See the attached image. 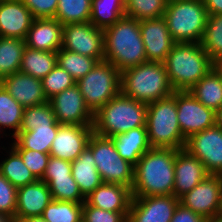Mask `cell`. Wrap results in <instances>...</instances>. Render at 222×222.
<instances>
[{
    "mask_svg": "<svg viewBox=\"0 0 222 222\" xmlns=\"http://www.w3.org/2000/svg\"><path fill=\"white\" fill-rule=\"evenodd\" d=\"M222 70V62L217 65Z\"/></svg>",
    "mask_w": 222,
    "mask_h": 222,
    "instance_id": "f5cc1de1",
    "label": "cell"
},
{
    "mask_svg": "<svg viewBox=\"0 0 222 222\" xmlns=\"http://www.w3.org/2000/svg\"><path fill=\"white\" fill-rule=\"evenodd\" d=\"M216 125L222 129V106L216 111Z\"/></svg>",
    "mask_w": 222,
    "mask_h": 222,
    "instance_id": "681fc988",
    "label": "cell"
},
{
    "mask_svg": "<svg viewBox=\"0 0 222 222\" xmlns=\"http://www.w3.org/2000/svg\"><path fill=\"white\" fill-rule=\"evenodd\" d=\"M71 162L50 156L48 165L42 178H68L72 177Z\"/></svg>",
    "mask_w": 222,
    "mask_h": 222,
    "instance_id": "f6af8a7d",
    "label": "cell"
},
{
    "mask_svg": "<svg viewBox=\"0 0 222 222\" xmlns=\"http://www.w3.org/2000/svg\"><path fill=\"white\" fill-rule=\"evenodd\" d=\"M103 32L104 60L120 72L148 62L137 19L124 16Z\"/></svg>",
    "mask_w": 222,
    "mask_h": 222,
    "instance_id": "7a4b0ae2",
    "label": "cell"
},
{
    "mask_svg": "<svg viewBox=\"0 0 222 222\" xmlns=\"http://www.w3.org/2000/svg\"><path fill=\"white\" fill-rule=\"evenodd\" d=\"M24 39L0 37V81L16 72H20Z\"/></svg>",
    "mask_w": 222,
    "mask_h": 222,
    "instance_id": "1f68e13d",
    "label": "cell"
},
{
    "mask_svg": "<svg viewBox=\"0 0 222 222\" xmlns=\"http://www.w3.org/2000/svg\"><path fill=\"white\" fill-rule=\"evenodd\" d=\"M61 48L103 61V29L90 22L63 25Z\"/></svg>",
    "mask_w": 222,
    "mask_h": 222,
    "instance_id": "8fae6325",
    "label": "cell"
},
{
    "mask_svg": "<svg viewBox=\"0 0 222 222\" xmlns=\"http://www.w3.org/2000/svg\"><path fill=\"white\" fill-rule=\"evenodd\" d=\"M179 203L174 195L132 197L127 222H170Z\"/></svg>",
    "mask_w": 222,
    "mask_h": 222,
    "instance_id": "9a60e30c",
    "label": "cell"
},
{
    "mask_svg": "<svg viewBox=\"0 0 222 222\" xmlns=\"http://www.w3.org/2000/svg\"><path fill=\"white\" fill-rule=\"evenodd\" d=\"M41 81L47 100L76 84L72 76L58 65H56Z\"/></svg>",
    "mask_w": 222,
    "mask_h": 222,
    "instance_id": "ab89813d",
    "label": "cell"
},
{
    "mask_svg": "<svg viewBox=\"0 0 222 222\" xmlns=\"http://www.w3.org/2000/svg\"><path fill=\"white\" fill-rule=\"evenodd\" d=\"M206 219L201 215L193 212L191 209L178 204L174 211L173 217L170 222H205Z\"/></svg>",
    "mask_w": 222,
    "mask_h": 222,
    "instance_id": "bcb514c9",
    "label": "cell"
},
{
    "mask_svg": "<svg viewBox=\"0 0 222 222\" xmlns=\"http://www.w3.org/2000/svg\"><path fill=\"white\" fill-rule=\"evenodd\" d=\"M147 104L121 92L94 113L93 132L114 137L131 129L146 126Z\"/></svg>",
    "mask_w": 222,
    "mask_h": 222,
    "instance_id": "5b68a950",
    "label": "cell"
},
{
    "mask_svg": "<svg viewBox=\"0 0 222 222\" xmlns=\"http://www.w3.org/2000/svg\"><path fill=\"white\" fill-rule=\"evenodd\" d=\"M92 0H58L55 19L62 25L90 21Z\"/></svg>",
    "mask_w": 222,
    "mask_h": 222,
    "instance_id": "836d02e7",
    "label": "cell"
},
{
    "mask_svg": "<svg viewBox=\"0 0 222 222\" xmlns=\"http://www.w3.org/2000/svg\"><path fill=\"white\" fill-rule=\"evenodd\" d=\"M51 192L52 199L74 203H84L85 197L79 190L73 177L68 178H42Z\"/></svg>",
    "mask_w": 222,
    "mask_h": 222,
    "instance_id": "74e56055",
    "label": "cell"
},
{
    "mask_svg": "<svg viewBox=\"0 0 222 222\" xmlns=\"http://www.w3.org/2000/svg\"><path fill=\"white\" fill-rule=\"evenodd\" d=\"M140 32L148 62L164 63L175 45L165 18L140 20Z\"/></svg>",
    "mask_w": 222,
    "mask_h": 222,
    "instance_id": "2e32d148",
    "label": "cell"
},
{
    "mask_svg": "<svg viewBox=\"0 0 222 222\" xmlns=\"http://www.w3.org/2000/svg\"><path fill=\"white\" fill-rule=\"evenodd\" d=\"M120 85L123 95L147 105L174 93L165 64L160 62H146L123 70Z\"/></svg>",
    "mask_w": 222,
    "mask_h": 222,
    "instance_id": "277c9868",
    "label": "cell"
},
{
    "mask_svg": "<svg viewBox=\"0 0 222 222\" xmlns=\"http://www.w3.org/2000/svg\"><path fill=\"white\" fill-rule=\"evenodd\" d=\"M180 204L206 220L222 215V175L209 174L180 199Z\"/></svg>",
    "mask_w": 222,
    "mask_h": 222,
    "instance_id": "30bf717a",
    "label": "cell"
},
{
    "mask_svg": "<svg viewBox=\"0 0 222 222\" xmlns=\"http://www.w3.org/2000/svg\"><path fill=\"white\" fill-rule=\"evenodd\" d=\"M200 45L215 65L222 62V14L208 15Z\"/></svg>",
    "mask_w": 222,
    "mask_h": 222,
    "instance_id": "d6a6232c",
    "label": "cell"
},
{
    "mask_svg": "<svg viewBox=\"0 0 222 222\" xmlns=\"http://www.w3.org/2000/svg\"><path fill=\"white\" fill-rule=\"evenodd\" d=\"M177 118L185 139L216 125V112L204 106L189 91H176Z\"/></svg>",
    "mask_w": 222,
    "mask_h": 222,
    "instance_id": "7c38bea8",
    "label": "cell"
},
{
    "mask_svg": "<svg viewBox=\"0 0 222 222\" xmlns=\"http://www.w3.org/2000/svg\"><path fill=\"white\" fill-rule=\"evenodd\" d=\"M57 65V52H47L25 47L20 72L43 79Z\"/></svg>",
    "mask_w": 222,
    "mask_h": 222,
    "instance_id": "f546056e",
    "label": "cell"
},
{
    "mask_svg": "<svg viewBox=\"0 0 222 222\" xmlns=\"http://www.w3.org/2000/svg\"><path fill=\"white\" fill-rule=\"evenodd\" d=\"M92 133V126L60 124L51 145L50 156L69 162L74 161L88 147Z\"/></svg>",
    "mask_w": 222,
    "mask_h": 222,
    "instance_id": "e0dca14e",
    "label": "cell"
},
{
    "mask_svg": "<svg viewBox=\"0 0 222 222\" xmlns=\"http://www.w3.org/2000/svg\"><path fill=\"white\" fill-rule=\"evenodd\" d=\"M83 203L52 200L44 209L46 222H82Z\"/></svg>",
    "mask_w": 222,
    "mask_h": 222,
    "instance_id": "d590c367",
    "label": "cell"
},
{
    "mask_svg": "<svg viewBox=\"0 0 222 222\" xmlns=\"http://www.w3.org/2000/svg\"><path fill=\"white\" fill-rule=\"evenodd\" d=\"M33 20L21 0H0V37L25 39Z\"/></svg>",
    "mask_w": 222,
    "mask_h": 222,
    "instance_id": "d6986e66",
    "label": "cell"
},
{
    "mask_svg": "<svg viewBox=\"0 0 222 222\" xmlns=\"http://www.w3.org/2000/svg\"><path fill=\"white\" fill-rule=\"evenodd\" d=\"M57 122L49 101L24 108L19 132L32 131L36 128L53 126Z\"/></svg>",
    "mask_w": 222,
    "mask_h": 222,
    "instance_id": "8d00e7d4",
    "label": "cell"
},
{
    "mask_svg": "<svg viewBox=\"0 0 222 222\" xmlns=\"http://www.w3.org/2000/svg\"><path fill=\"white\" fill-rule=\"evenodd\" d=\"M174 91H189L215 64L200 43H175L164 62Z\"/></svg>",
    "mask_w": 222,
    "mask_h": 222,
    "instance_id": "3957f363",
    "label": "cell"
},
{
    "mask_svg": "<svg viewBox=\"0 0 222 222\" xmlns=\"http://www.w3.org/2000/svg\"><path fill=\"white\" fill-rule=\"evenodd\" d=\"M48 101L60 124L93 126L94 113L86 105L76 84L54 95Z\"/></svg>",
    "mask_w": 222,
    "mask_h": 222,
    "instance_id": "5bb4252c",
    "label": "cell"
},
{
    "mask_svg": "<svg viewBox=\"0 0 222 222\" xmlns=\"http://www.w3.org/2000/svg\"><path fill=\"white\" fill-rule=\"evenodd\" d=\"M9 148L3 146L1 149L7 152L5 159L0 162V173L16 188L23 187L37 179L25 166L19 153L10 145ZM8 150V151H7Z\"/></svg>",
    "mask_w": 222,
    "mask_h": 222,
    "instance_id": "f1b7e54d",
    "label": "cell"
},
{
    "mask_svg": "<svg viewBox=\"0 0 222 222\" xmlns=\"http://www.w3.org/2000/svg\"><path fill=\"white\" fill-rule=\"evenodd\" d=\"M189 92L215 112L222 106V70L215 65Z\"/></svg>",
    "mask_w": 222,
    "mask_h": 222,
    "instance_id": "484cf974",
    "label": "cell"
},
{
    "mask_svg": "<svg viewBox=\"0 0 222 222\" xmlns=\"http://www.w3.org/2000/svg\"><path fill=\"white\" fill-rule=\"evenodd\" d=\"M99 61L79 53L60 48L57 51V65L66 70L77 82L91 71Z\"/></svg>",
    "mask_w": 222,
    "mask_h": 222,
    "instance_id": "e575fe53",
    "label": "cell"
},
{
    "mask_svg": "<svg viewBox=\"0 0 222 222\" xmlns=\"http://www.w3.org/2000/svg\"><path fill=\"white\" fill-rule=\"evenodd\" d=\"M124 16L125 0H92L89 22L95 27L104 30Z\"/></svg>",
    "mask_w": 222,
    "mask_h": 222,
    "instance_id": "4dcf8cb0",
    "label": "cell"
},
{
    "mask_svg": "<svg viewBox=\"0 0 222 222\" xmlns=\"http://www.w3.org/2000/svg\"><path fill=\"white\" fill-rule=\"evenodd\" d=\"M163 17L176 43H200L208 18L203 0H169Z\"/></svg>",
    "mask_w": 222,
    "mask_h": 222,
    "instance_id": "52a82bcc",
    "label": "cell"
},
{
    "mask_svg": "<svg viewBox=\"0 0 222 222\" xmlns=\"http://www.w3.org/2000/svg\"><path fill=\"white\" fill-rule=\"evenodd\" d=\"M168 0H125L126 16L137 19L160 18L164 15Z\"/></svg>",
    "mask_w": 222,
    "mask_h": 222,
    "instance_id": "f35d334b",
    "label": "cell"
},
{
    "mask_svg": "<svg viewBox=\"0 0 222 222\" xmlns=\"http://www.w3.org/2000/svg\"><path fill=\"white\" fill-rule=\"evenodd\" d=\"M111 139L118 154L133 166L152 148L149 144L146 126L131 129L111 137Z\"/></svg>",
    "mask_w": 222,
    "mask_h": 222,
    "instance_id": "cb8c5ba5",
    "label": "cell"
},
{
    "mask_svg": "<svg viewBox=\"0 0 222 222\" xmlns=\"http://www.w3.org/2000/svg\"><path fill=\"white\" fill-rule=\"evenodd\" d=\"M7 92L24 108L47 102L41 79L21 72L8 75L0 81Z\"/></svg>",
    "mask_w": 222,
    "mask_h": 222,
    "instance_id": "ffe728a7",
    "label": "cell"
},
{
    "mask_svg": "<svg viewBox=\"0 0 222 222\" xmlns=\"http://www.w3.org/2000/svg\"><path fill=\"white\" fill-rule=\"evenodd\" d=\"M52 200L49 187L42 180L18 188L14 220L42 216L44 209Z\"/></svg>",
    "mask_w": 222,
    "mask_h": 222,
    "instance_id": "44dd1931",
    "label": "cell"
},
{
    "mask_svg": "<svg viewBox=\"0 0 222 222\" xmlns=\"http://www.w3.org/2000/svg\"><path fill=\"white\" fill-rule=\"evenodd\" d=\"M177 149L152 147L134 166L132 197L173 195Z\"/></svg>",
    "mask_w": 222,
    "mask_h": 222,
    "instance_id": "6da1fadb",
    "label": "cell"
},
{
    "mask_svg": "<svg viewBox=\"0 0 222 222\" xmlns=\"http://www.w3.org/2000/svg\"><path fill=\"white\" fill-rule=\"evenodd\" d=\"M146 127L151 147L185 148L186 139L177 118L176 91L147 105Z\"/></svg>",
    "mask_w": 222,
    "mask_h": 222,
    "instance_id": "8992f818",
    "label": "cell"
},
{
    "mask_svg": "<svg viewBox=\"0 0 222 222\" xmlns=\"http://www.w3.org/2000/svg\"><path fill=\"white\" fill-rule=\"evenodd\" d=\"M15 150L19 153L25 166L32 172L34 177L37 180H41L48 165L50 154L29 149Z\"/></svg>",
    "mask_w": 222,
    "mask_h": 222,
    "instance_id": "60d3db41",
    "label": "cell"
},
{
    "mask_svg": "<svg viewBox=\"0 0 222 222\" xmlns=\"http://www.w3.org/2000/svg\"><path fill=\"white\" fill-rule=\"evenodd\" d=\"M185 150L197 157L207 172L222 175V129L217 125L191 135Z\"/></svg>",
    "mask_w": 222,
    "mask_h": 222,
    "instance_id": "4fadbf2b",
    "label": "cell"
},
{
    "mask_svg": "<svg viewBox=\"0 0 222 222\" xmlns=\"http://www.w3.org/2000/svg\"><path fill=\"white\" fill-rule=\"evenodd\" d=\"M131 200L129 187L104 182L85 198L88 205L113 212H128Z\"/></svg>",
    "mask_w": 222,
    "mask_h": 222,
    "instance_id": "603a6c76",
    "label": "cell"
},
{
    "mask_svg": "<svg viewBox=\"0 0 222 222\" xmlns=\"http://www.w3.org/2000/svg\"><path fill=\"white\" fill-rule=\"evenodd\" d=\"M208 15L222 14V0H203Z\"/></svg>",
    "mask_w": 222,
    "mask_h": 222,
    "instance_id": "7dc6e473",
    "label": "cell"
},
{
    "mask_svg": "<svg viewBox=\"0 0 222 222\" xmlns=\"http://www.w3.org/2000/svg\"><path fill=\"white\" fill-rule=\"evenodd\" d=\"M173 195L180 199L204 180L209 173L203 163L187 150H177Z\"/></svg>",
    "mask_w": 222,
    "mask_h": 222,
    "instance_id": "ac0fdd59",
    "label": "cell"
},
{
    "mask_svg": "<svg viewBox=\"0 0 222 222\" xmlns=\"http://www.w3.org/2000/svg\"><path fill=\"white\" fill-rule=\"evenodd\" d=\"M88 147L92 150L97 171L104 183L121 184L131 189L134 166L118 154L111 138L93 132Z\"/></svg>",
    "mask_w": 222,
    "mask_h": 222,
    "instance_id": "9c48e42d",
    "label": "cell"
},
{
    "mask_svg": "<svg viewBox=\"0 0 222 222\" xmlns=\"http://www.w3.org/2000/svg\"><path fill=\"white\" fill-rule=\"evenodd\" d=\"M12 220L11 216L0 212V222H11Z\"/></svg>",
    "mask_w": 222,
    "mask_h": 222,
    "instance_id": "f907efd6",
    "label": "cell"
},
{
    "mask_svg": "<svg viewBox=\"0 0 222 222\" xmlns=\"http://www.w3.org/2000/svg\"><path fill=\"white\" fill-rule=\"evenodd\" d=\"M63 25L55 18L34 19L25 37L27 47L57 52L62 46Z\"/></svg>",
    "mask_w": 222,
    "mask_h": 222,
    "instance_id": "7402d4cb",
    "label": "cell"
},
{
    "mask_svg": "<svg viewBox=\"0 0 222 222\" xmlns=\"http://www.w3.org/2000/svg\"><path fill=\"white\" fill-rule=\"evenodd\" d=\"M205 222H222V215L218 217H214L212 219H207Z\"/></svg>",
    "mask_w": 222,
    "mask_h": 222,
    "instance_id": "816d5d0a",
    "label": "cell"
},
{
    "mask_svg": "<svg viewBox=\"0 0 222 222\" xmlns=\"http://www.w3.org/2000/svg\"><path fill=\"white\" fill-rule=\"evenodd\" d=\"M23 112L24 107L0 84V138L3 134L13 139L19 133ZM6 129L12 133H5Z\"/></svg>",
    "mask_w": 222,
    "mask_h": 222,
    "instance_id": "83f0119b",
    "label": "cell"
},
{
    "mask_svg": "<svg viewBox=\"0 0 222 222\" xmlns=\"http://www.w3.org/2000/svg\"><path fill=\"white\" fill-rule=\"evenodd\" d=\"M17 189L0 173V212L15 218Z\"/></svg>",
    "mask_w": 222,
    "mask_h": 222,
    "instance_id": "7bdbcfd3",
    "label": "cell"
},
{
    "mask_svg": "<svg viewBox=\"0 0 222 222\" xmlns=\"http://www.w3.org/2000/svg\"><path fill=\"white\" fill-rule=\"evenodd\" d=\"M71 165L72 177L85 198L103 183L89 147H86L78 158L71 162Z\"/></svg>",
    "mask_w": 222,
    "mask_h": 222,
    "instance_id": "d4e9b609",
    "label": "cell"
},
{
    "mask_svg": "<svg viewBox=\"0 0 222 222\" xmlns=\"http://www.w3.org/2000/svg\"><path fill=\"white\" fill-rule=\"evenodd\" d=\"M34 19L55 18L58 0H21Z\"/></svg>",
    "mask_w": 222,
    "mask_h": 222,
    "instance_id": "ee69618b",
    "label": "cell"
},
{
    "mask_svg": "<svg viewBox=\"0 0 222 222\" xmlns=\"http://www.w3.org/2000/svg\"><path fill=\"white\" fill-rule=\"evenodd\" d=\"M121 72L110 62L100 61L76 85L86 105L95 113L121 92Z\"/></svg>",
    "mask_w": 222,
    "mask_h": 222,
    "instance_id": "ba28073f",
    "label": "cell"
},
{
    "mask_svg": "<svg viewBox=\"0 0 222 222\" xmlns=\"http://www.w3.org/2000/svg\"><path fill=\"white\" fill-rule=\"evenodd\" d=\"M128 212L103 210L83 203L82 222H127Z\"/></svg>",
    "mask_w": 222,
    "mask_h": 222,
    "instance_id": "b9f144b4",
    "label": "cell"
},
{
    "mask_svg": "<svg viewBox=\"0 0 222 222\" xmlns=\"http://www.w3.org/2000/svg\"><path fill=\"white\" fill-rule=\"evenodd\" d=\"M60 123L53 126L36 128L32 131L19 132L13 139L11 146L14 149H29L42 153H50L51 145L56 137Z\"/></svg>",
    "mask_w": 222,
    "mask_h": 222,
    "instance_id": "4316f807",
    "label": "cell"
},
{
    "mask_svg": "<svg viewBox=\"0 0 222 222\" xmlns=\"http://www.w3.org/2000/svg\"><path fill=\"white\" fill-rule=\"evenodd\" d=\"M18 222H46L41 216L28 217L17 220Z\"/></svg>",
    "mask_w": 222,
    "mask_h": 222,
    "instance_id": "c3c4849f",
    "label": "cell"
}]
</instances>
